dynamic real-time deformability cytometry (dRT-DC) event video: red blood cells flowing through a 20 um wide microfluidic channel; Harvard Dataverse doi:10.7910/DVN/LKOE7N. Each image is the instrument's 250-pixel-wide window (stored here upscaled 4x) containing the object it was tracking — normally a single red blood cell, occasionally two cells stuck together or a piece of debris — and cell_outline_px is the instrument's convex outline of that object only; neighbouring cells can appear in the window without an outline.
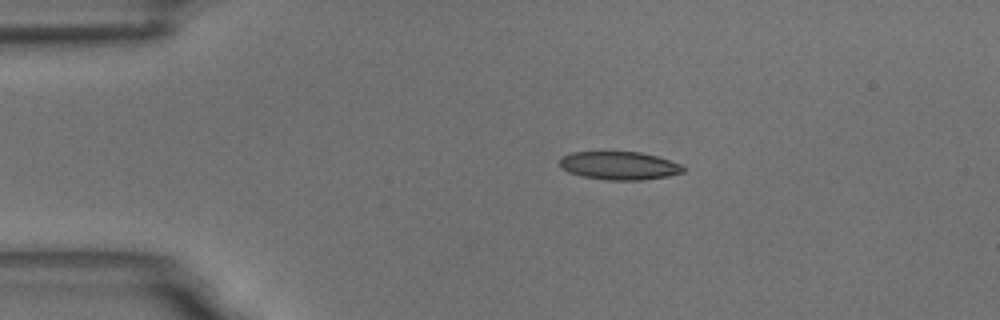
{"species": "common noctule bat (a hibernating species)", "species_latin": "Nyctalus noctula", "temperature_condition": "room temperature", "stored_images_in_passage": 43, "camera_frame_rate_fps": 3000, "um_per_image_px": 0.085, "animal": {"sex": "male", "body_mass_g": 18.8}, "frame": {"image": 1, "passage_image": 1, "time_ms": 0.0, "image_size_px": [1000, 320], "cell_outline_px": [[684, 172], [668, 176], [644, 180], [608, 180], [584, 176], [568, 172], [560, 168], [560, 160], [564, 156], [572, 152], [640, 152], [656, 156], [680, 164], [684, 168]], "centroid_in_image_um": [52.64, 14.08], "position_along_channel_um": 32.4, "area_um2": 20.11}}
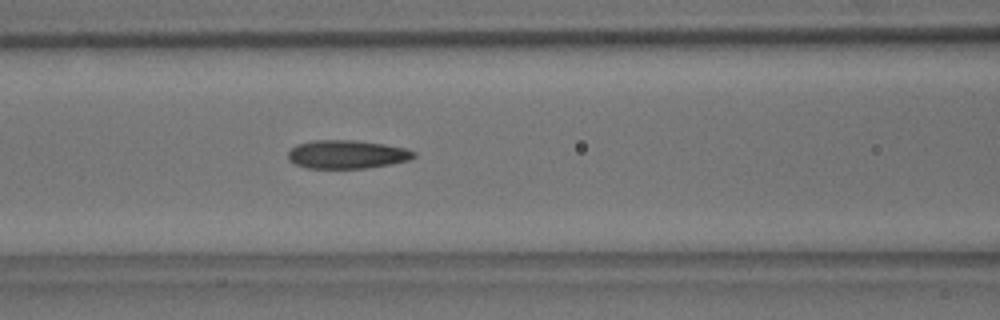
{"frame": {"image": 2, "passage_image": 14, "time_ms": 4.333, "image_size_px": [1000, 320], "cell_outline_px": [[416, 156], [408, 160], [392, 164], [368, 168], [308, 168], [296, 164], [288, 160], [288, 152], [296, 144], [312, 140], [352, 140], [384, 144], [408, 148], [416, 152]], "centroid_in_image_um": [29.51, 13.12], "position_along_channel_um": 137.1, "area_um2": 20.98}}
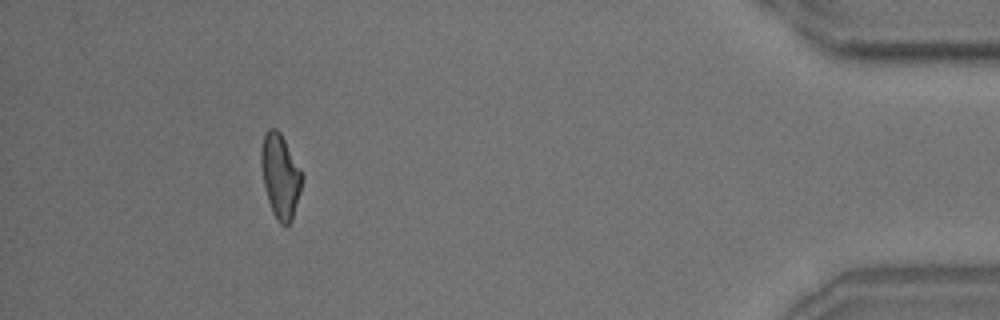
{"frame": {"image": 3, "passage_image": 43, "time_ms": 14.0, "image_size_px": [1000, 320], "cell_outline_px": [[304, 176], [300, 192], [292, 220], [288, 224], [280, 224], [276, 220], [272, 212], [268, 200], [264, 184], [260, 164], [260, 148], [264, 132], [268, 128], [276, 128], [280, 132], [300, 168]], "centroid_in_image_um": [23.81, 14.93], "position_along_channel_um": 411.4, "area_um2": 20.17}, "authors_computed_cell_mechanics": {"area_um2": 20.4034, "velocity_mm_per_s": 3.4425, "shape_relaxation_time_tau1_ms": 8.7298, "shape_relaxation_time_tau2_ms": 2.4199, "deformation_change_tau1": 0.2236, "deformation_change_tau2": 0.1065}}